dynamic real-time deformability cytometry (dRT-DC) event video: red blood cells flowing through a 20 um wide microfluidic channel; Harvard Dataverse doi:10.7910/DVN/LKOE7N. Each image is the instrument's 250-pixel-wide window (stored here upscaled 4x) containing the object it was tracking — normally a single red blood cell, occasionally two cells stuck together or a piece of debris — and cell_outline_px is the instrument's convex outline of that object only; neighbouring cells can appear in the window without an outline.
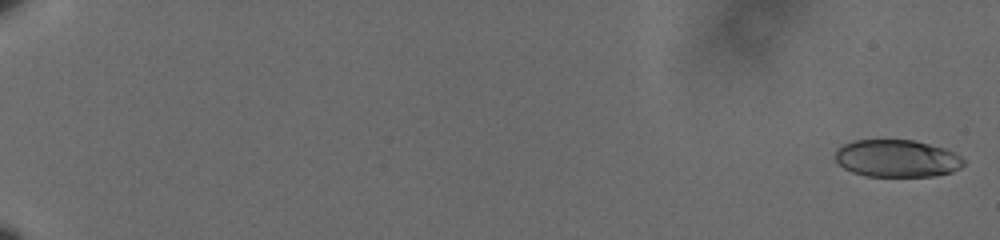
{"species": "human", "species_latin": "Homo sapiens", "temperature_condition": "cold", "stored_images_in_passage": 55, "camera_frame_rate_fps": 3000, "um_per_image_px": 0.085, "donor": {"sex": "male"}, "frame": {"image": 1, "passage_image": 2, "time_ms": 0.333, "image_size_px": [1000, 240], "cell_outline_px": [[964, 164], [960, 168], [952, 172], [936, 176], [864, 176], [852, 172], [844, 168], [836, 160], [836, 148], [852, 140], [916, 140], [944, 148], [960, 156], [964, 160]], "centroid_in_image_um": [76.24, 13.46], "position_along_channel_um": 8.8, "area_um2": 28.03}}
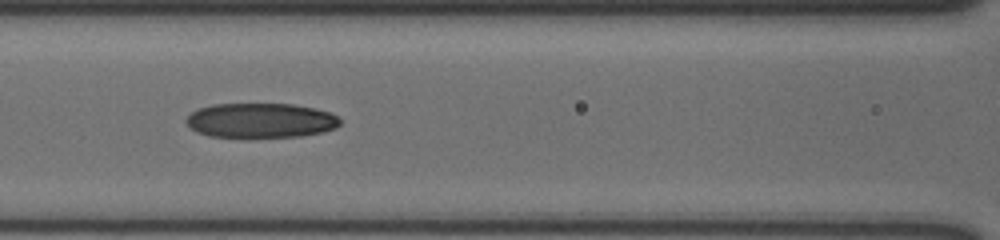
{"frame": {"image": 2, "passage_image": 25, "time_ms": 8.0, "image_size_px": [1000, 240], "cell_outline_px": [[340, 124], [336, 128], [324, 132], [300, 136], [248, 140], [208, 136], [196, 132], [184, 120], [192, 112], [200, 108], [212, 104], [292, 104], [316, 108], [328, 112], [336, 116], [340, 120]], "centroid_in_image_um": [22.14, 10.28], "position_along_channel_um": 144.5, "area_um2": 32.14}}
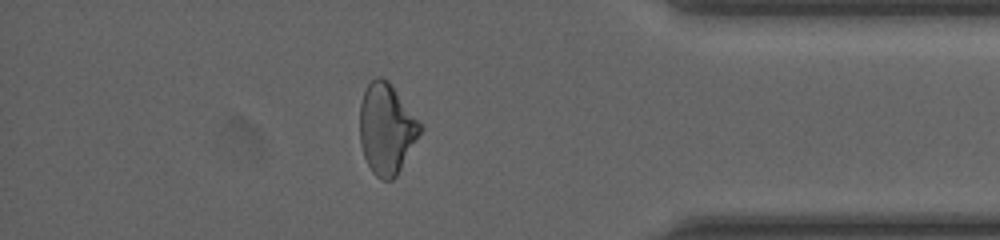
{"frame": {"image": 3, "passage_image": 48, "time_ms": 15.667, "image_size_px": [1000, 240], "cell_outline_px": [[420, 132], [396, 176], [392, 180], [380, 180], [372, 172], [364, 156], [360, 144], [360, 104], [364, 92], [368, 84], [376, 76], [380, 76], [388, 80], [392, 84], [420, 124]], "centroid_in_image_um": [32.81, 10.94], "position_along_channel_um": 402.4, "area_um2": 31.33}, "authors_computed_cell_mechanics": {"area_um2": 31.3854, "velocity_mm_per_s": 3.6274, "shape_relaxation_time_tau1_ms": 5.3359, "shape_relaxation_time_tau2_ms": 3.536, "deformation_change_tau1": 0.1584, "deformation_change_tau2": 0.1064}}